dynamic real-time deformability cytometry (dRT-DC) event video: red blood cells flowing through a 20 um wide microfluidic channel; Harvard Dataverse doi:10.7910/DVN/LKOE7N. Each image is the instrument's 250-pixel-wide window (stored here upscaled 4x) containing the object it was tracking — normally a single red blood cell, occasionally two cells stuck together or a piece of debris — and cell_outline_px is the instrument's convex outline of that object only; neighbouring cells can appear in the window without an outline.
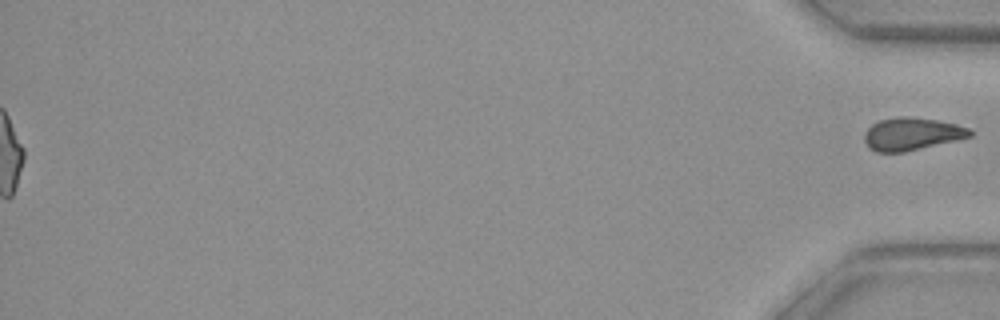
{"species": "common noctule bat (a hibernating species)", "species_latin": "Nyctalus noctula", "temperature_condition": "warm", "stored_images_in_passage": 51, "segment_of_instrument_passage": [2, 2], "camera_frame_rate_fps": 3000, "um_per_image_px": 0.085, "animal": {"sex": "female", "body_mass_g": 29.2, "forearm_length_mm": 56.3}, "frame": {"image": 1, "passage_image": 51, "time_ms": 16.667, "image_size_px": [1000, 320], "cell_outline_px": [[972, 136], [904, 152], [876, 152], [868, 148], [864, 140], [864, 132], [872, 124], [880, 120], [896, 116], [904, 116], [936, 120], [956, 124], [968, 128], [972, 132]], "centroid_in_image_um": [77.45, 11.38], "position_along_channel_um": 357.8, "area_um2": 19.94}}